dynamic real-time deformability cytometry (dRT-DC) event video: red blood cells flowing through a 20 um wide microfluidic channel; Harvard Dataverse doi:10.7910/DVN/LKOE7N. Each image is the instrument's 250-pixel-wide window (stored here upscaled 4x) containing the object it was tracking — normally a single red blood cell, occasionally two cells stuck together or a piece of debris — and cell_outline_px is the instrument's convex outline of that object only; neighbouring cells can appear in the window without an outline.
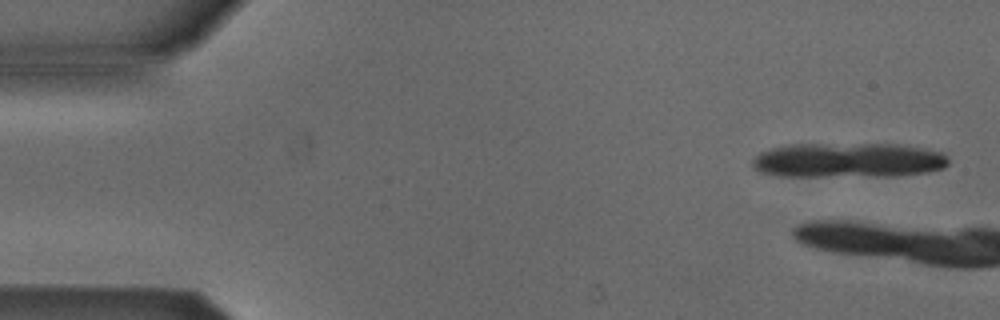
{"species": "Egyptian fruit bat (a non-hibernating species)", "species_latin": "Rousettus aegyptiacus", "temperature_condition": "cold", "stored_images_in_passage": 4, "camera_frame_rate_fps": 3000, "um_per_image_px": 0.085, "animal": {"sex": "male"}, "frame": {"image": 1, "passage_image": 1, "time_ms": 0.0, "image_size_px": [1000, 320], "cell_outline_px": [[948, 164], [944, 168], [928, 172], [896, 176], [780, 176], [760, 172], [752, 168], [752, 160], [760, 152], [772, 148], [788, 144], [896, 144], [944, 152], [948, 156]], "centroid_in_image_um": [72.1, 13.62], "position_along_channel_um": 12.9, "area_um2": 40.11}}